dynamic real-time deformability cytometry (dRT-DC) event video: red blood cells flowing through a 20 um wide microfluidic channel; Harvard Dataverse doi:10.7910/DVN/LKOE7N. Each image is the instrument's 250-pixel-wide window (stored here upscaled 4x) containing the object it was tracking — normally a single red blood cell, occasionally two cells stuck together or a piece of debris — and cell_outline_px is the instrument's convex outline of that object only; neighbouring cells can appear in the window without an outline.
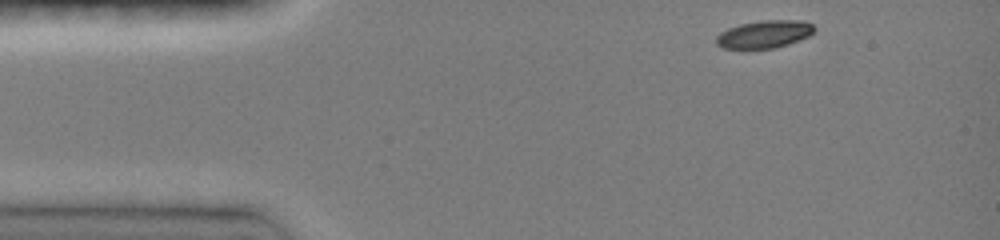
{"species": "common noctule bat (a hibernating species)", "species_latin": "Nyctalus noctula", "temperature_condition": "room temperature", "stored_images_in_passage": 17, "camera_frame_rate_fps": 3000, "um_per_image_px": 0.085, "animal": {"sex": "female", "body_mass_g": 19.0, "forearm_length_mm": 51.5}, "frame": {"image": 1, "passage_image": 1, "time_ms": 0.0, "image_size_px": [1000, 240], "cell_outline_px": [[816, 28], [808, 36], [800, 40], [788, 44], [772, 48], [724, 48], [716, 44], [716, 36], [720, 32], [728, 28], [740, 24], [764, 20], [804, 20], [812, 24]], "centroid_in_image_um": [64.98, 2.89], "position_along_channel_um": 20.0, "area_um2": 15.72}}
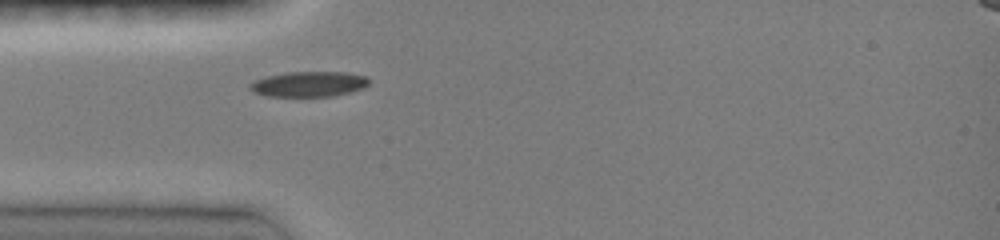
{"frame": {"image": 2, "passage_image": 13, "time_ms": 2.667, "image_size_px": [1000, 240], "cell_outline_px": [[368, 84], [364, 88], [352, 92], [332, 96], [268, 96], [252, 92], [248, 88], [248, 84], [256, 80], [268, 76], [288, 72], [344, 72], [364, 76], [368, 80]], "centroid_in_image_um": [26.23, 7.15], "position_along_channel_um": 58.8, "area_um2": 17.46}}